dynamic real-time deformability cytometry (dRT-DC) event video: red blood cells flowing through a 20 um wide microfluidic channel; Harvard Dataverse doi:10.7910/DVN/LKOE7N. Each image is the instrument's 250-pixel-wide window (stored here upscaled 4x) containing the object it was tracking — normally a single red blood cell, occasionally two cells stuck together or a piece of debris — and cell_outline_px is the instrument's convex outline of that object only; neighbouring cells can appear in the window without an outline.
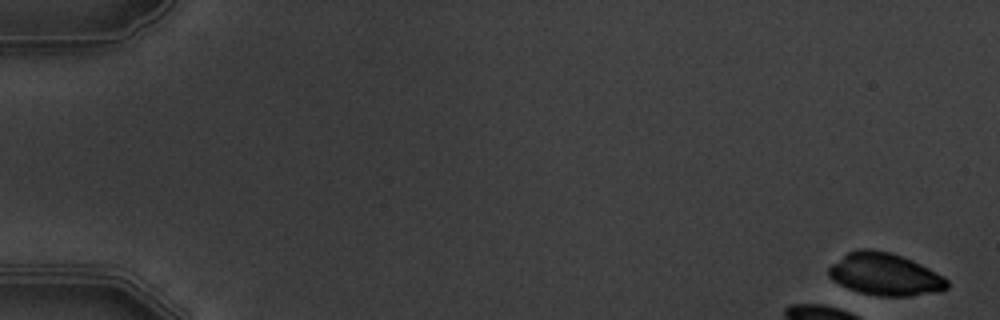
{"species": "common noctule bat (a hibernating species)", "species_latin": "Nyctalus noctula", "temperature_condition": "warm", "stored_images_in_passage": 9, "camera_frame_rate_fps": 3000, "um_per_image_px": 0.085, "animal": {"sex": "male", "body_mass_g": 19.5, "forearm_length_mm": 54.6}, "frame": {"image": 1, "passage_image": 1, "time_ms": 0.0, "image_size_px": [1000, 320], "cell_outline_px": [[948, 288], [940, 292], [912, 296], [880, 296], [860, 292], [848, 288], [832, 280], [828, 276], [828, 268], [832, 264], [848, 252], [860, 248], [868, 248], [892, 252], [904, 256], [944, 276], [948, 280]], "centroid_in_image_um": [75.24, 23.31], "position_along_channel_um": 9.8, "area_um2": 29.36}}